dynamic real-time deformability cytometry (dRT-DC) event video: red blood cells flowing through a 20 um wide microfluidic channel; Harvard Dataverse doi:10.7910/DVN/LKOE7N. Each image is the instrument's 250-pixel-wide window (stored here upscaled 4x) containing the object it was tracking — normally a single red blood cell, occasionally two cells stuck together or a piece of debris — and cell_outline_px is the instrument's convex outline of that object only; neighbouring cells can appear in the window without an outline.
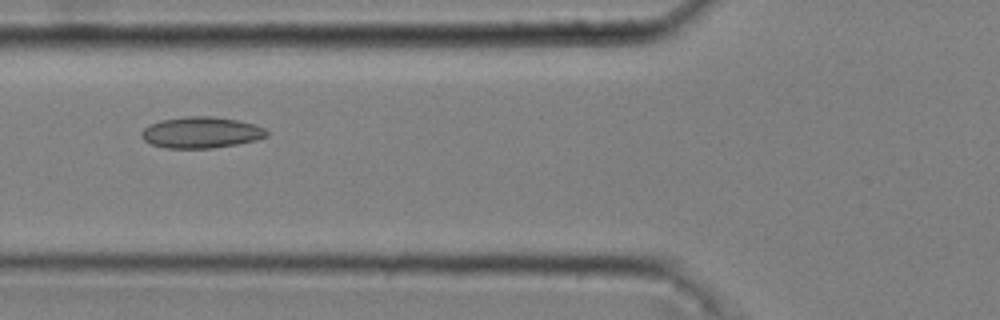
{"species": "common noctule bat (a hibernating species)", "species_latin": "Nyctalus noctula", "temperature_condition": "cold", "stored_images_in_passage": 32, "camera_frame_rate_fps": 3000, "um_per_image_px": 0.085, "animal": {"sex": "male", "body_mass_g": 20.4}, "frame": {"image": 1, "passage_image": 5, "time_ms": 1.333, "image_size_px": [1000, 320], "cell_outline_px": [[268, 136], [256, 140], [236, 144], [212, 148], [164, 148], [152, 144], [144, 140], [140, 136], [140, 132], [148, 124], [160, 120], [184, 116], [212, 116], [236, 120], [256, 124], [264, 128], [268, 132]], "centroid_in_image_um": [17.07, 11.25], "position_along_channel_um": 108.7, "area_um2": 22.95}}
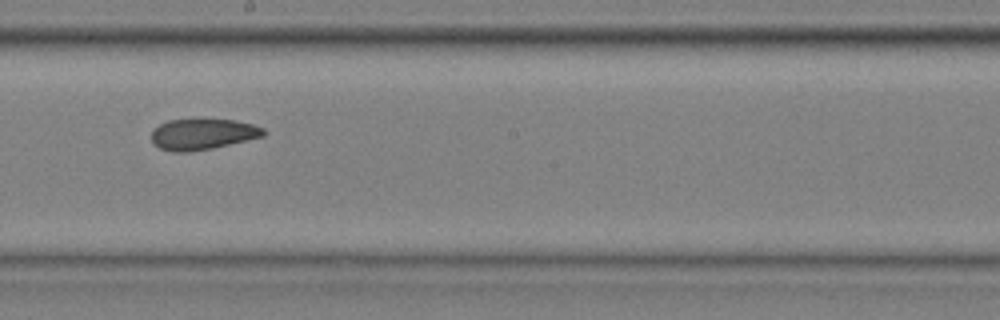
{"frame": {"image": 2, "passage_image": 15, "time_ms": 4.667, "image_size_px": [1000, 320], "cell_outline_px": [[268, 132], [264, 136], [212, 148], [188, 152], [172, 152], [160, 148], [152, 144], [152, 132], [160, 124], [168, 120], [236, 120], [252, 124], [264, 128]], "centroid_in_image_um": [17.24, 11.41], "position_along_channel_um": 231.0, "area_um2": 20.06}}
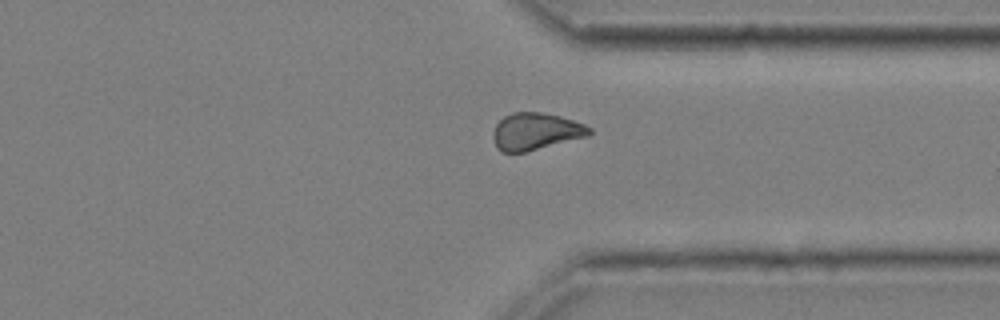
{"frame": {"image": 3, "passage_image": 26, "time_ms": 8.333, "image_size_px": [1000, 320], "cell_outline_px": [[592, 132], [588, 136], [524, 152], [500, 152], [496, 148], [492, 136], [492, 132], [496, 124], [504, 116], [512, 112], [540, 112], [560, 116], [584, 124], [592, 128]], "centroid_in_image_um": [45.5, 11.17], "position_along_channel_um": 365.9, "area_um2": 20.81}, "authors_computed_cell_mechanics": {"area_um2": 20.9814, "velocity_mm_per_s": 3.6691, "shape_relaxation_time_tau1_ms": null, "shape_relaxation_time_tau2_ms": 5.0586, "deformation_change_tau1": null, "deformation_change_tau2": 0.1088}}